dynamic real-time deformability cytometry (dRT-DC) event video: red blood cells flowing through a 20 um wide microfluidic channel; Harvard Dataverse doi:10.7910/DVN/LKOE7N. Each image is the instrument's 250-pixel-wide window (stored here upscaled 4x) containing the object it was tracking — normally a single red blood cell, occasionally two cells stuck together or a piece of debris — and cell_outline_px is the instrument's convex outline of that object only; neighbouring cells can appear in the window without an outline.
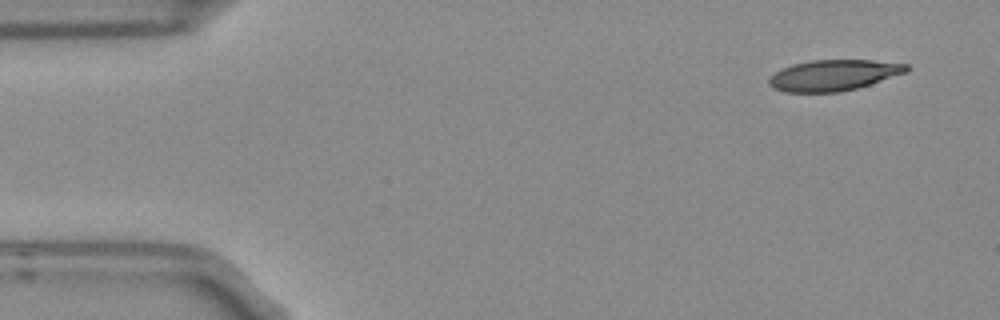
{"species": "Egyptian fruit bat (a non-hibernating species)", "species_latin": "Rousettus aegyptiacus", "temperature_condition": "room temperature", "stored_images_in_passage": 5, "camera_frame_rate_fps": 3000, "um_per_image_px": 0.085, "frame": {"image": 1, "passage_image": 1, "time_ms": 0.0, "image_size_px": [1000, 320], "cell_outline_px": [[908, 72], [856, 88], [840, 92], [784, 92], [772, 88], [768, 84], [768, 80], [776, 72], [792, 64], [812, 60], [872, 60], [908, 64]], "centroid_in_image_um": [70.85, 6.39], "position_along_channel_um": 14.2, "area_um2": 24.62}}
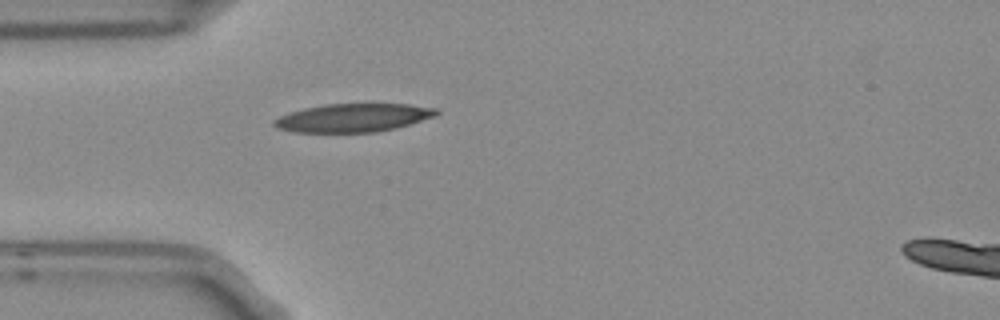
{"frame": {"image": 2, "passage_image": 4, "time_ms": 1.0, "image_size_px": [1000, 320], "cell_outline_px": [[440, 112], [436, 116], [396, 128], [376, 132], [296, 132], [276, 128], [272, 124], [272, 120], [288, 112], [304, 108], [324, 104], [364, 100], [408, 104], [436, 108]], "centroid_in_image_um": [30.04, 9.95], "position_along_channel_um": 55.0, "area_um2": 28.09}}